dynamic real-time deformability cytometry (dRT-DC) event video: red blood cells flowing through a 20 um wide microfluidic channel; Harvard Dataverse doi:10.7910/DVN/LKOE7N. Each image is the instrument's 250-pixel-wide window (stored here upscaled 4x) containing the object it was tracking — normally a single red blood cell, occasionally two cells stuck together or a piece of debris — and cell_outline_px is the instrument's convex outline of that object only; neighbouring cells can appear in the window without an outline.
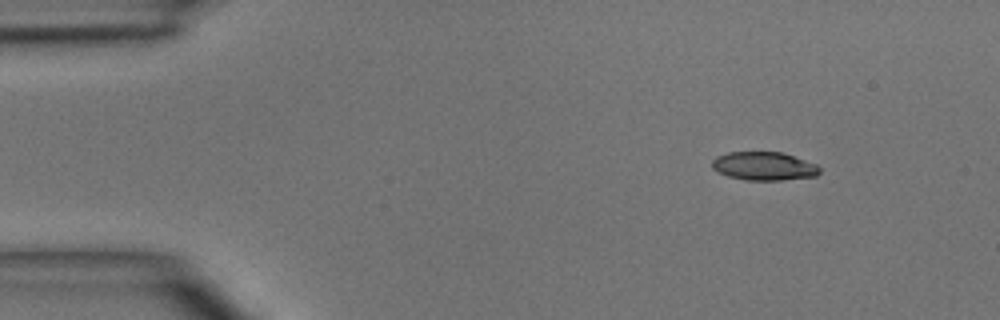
{"species": "common noctule bat (a hibernating species)", "species_latin": "Nyctalus noctula", "temperature_condition": "room temperature", "stored_images_in_passage": 3, "camera_frame_rate_fps": 3000, "um_per_image_px": 0.085, "animal": {"sex": "male", "body_mass_g": 15.6}, "frame": {"image": 1, "passage_image": 1, "time_ms": 0.0, "image_size_px": [1000, 320], "cell_outline_px": [[820, 172], [816, 176], [780, 180], [744, 180], [728, 176], [712, 168], [712, 160], [716, 156], [728, 152], [784, 152], [816, 164], [820, 168]], "centroid_in_image_um": [64.94, 14.11], "position_along_channel_um": 20.1, "area_um2": 17.86}}